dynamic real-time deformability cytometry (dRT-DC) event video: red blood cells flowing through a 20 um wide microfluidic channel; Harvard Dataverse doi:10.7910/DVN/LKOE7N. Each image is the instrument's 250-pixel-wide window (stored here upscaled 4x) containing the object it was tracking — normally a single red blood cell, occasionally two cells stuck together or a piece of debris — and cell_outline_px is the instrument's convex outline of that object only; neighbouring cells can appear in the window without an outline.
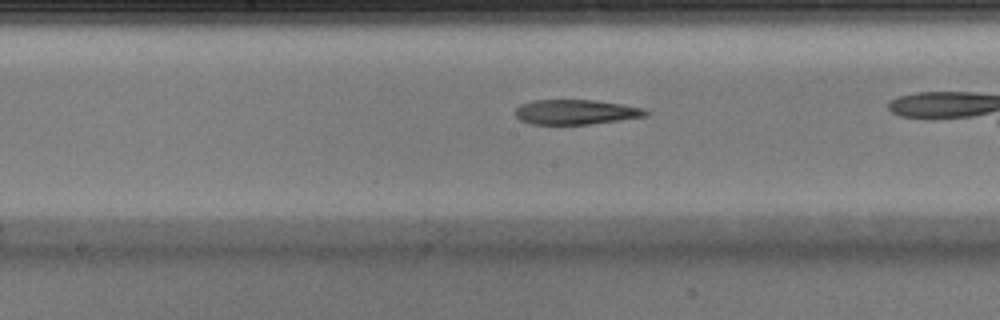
{"species": "Egyptian fruit bat (a non-hibernating species)", "species_latin": "Rousettus aegyptiacus", "temperature_condition": "warm", "stored_images_in_passage": 28, "camera_frame_rate_fps": 3000, "um_per_image_px": 0.085, "animal": {"sex": "male"}, "frame": {"image": 1, "passage_image": 16, "time_ms": 5.0, "image_size_px": [1000, 320], "cell_outline_px": [[648, 116], [620, 120], [588, 124], [532, 124], [520, 120], [516, 116], [516, 108], [520, 104], [536, 100], [592, 100], [620, 104], [640, 108], [648, 112]], "centroid_in_image_um": [48.91, 9.52], "position_along_channel_um": 199.3, "area_um2": 18.61}}